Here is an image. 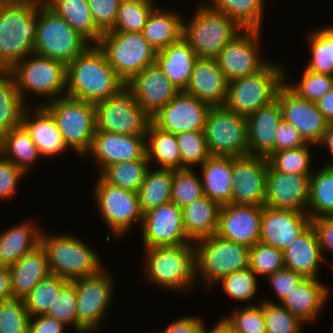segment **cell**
<instances>
[{
    "instance_id": "1",
    "label": "cell",
    "mask_w": 333,
    "mask_h": 333,
    "mask_svg": "<svg viewBox=\"0 0 333 333\" xmlns=\"http://www.w3.org/2000/svg\"><path fill=\"white\" fill-rule=\"evenodd\" d=\"M125 84L96 44L67 65L66 96L74 99L95 104L117 94Z\"/></svg>"
},
{
    "instance_id": "2",
    "label": "cell",
    "mask_w": 333,
    "mask_h": 333,
    "mask_svg": "<svg viewBox=\"0 0 333 333\" xmlns=\"http://www.w3.org/2000/svg\"><path fill=\"white\" fill-rule=\"evenodd\" d=\"M142 276L147 283L168 291L187 293L196 284L195 246L193 243L179 246L145 248ZM186 290V291H185Z\"/></svg>"
},
{
    "instance_id": "3",
    "label": "cell",
    "mask_w": 333,
    "mask_h": 333,
    "mask_svg": "<svg viewBox=\"0 0 333 333\" xmlns=\"http://www.w3.org/2000/svg\"><path fill=\"white\" fill-rule=\"evenodd\" d=\"M40 244L46 251L50 273L67 281L96 275L105 268L97 251L71 233L52 235L43 229Z\"/></svg>"
},
{
    "instance_id": "4",
    "label": "cell",
    "mask_w": 333,
    "mask_h": 333,
    "mask_svg": "<svg viewBox=\"0 0 333 333\" xmlns=\"http://www.w3.org/2000/svg\"><path fill=\"white\" fill-rule=\"evenodd\" d=\"M40 5H0V70H10L34 53Z\"/></svg>"
},
{
    "instance_id": "5",
    "label": "cell",
    "mask_w": 333,
    "mask_h": 333,
    "mask_svg": "<svg viewBox=\"0 0 333 333\" xmlns=\"http://www.w3.org/2000/svg\"><path fill=\"white\" fill-rule=\"evenodd\" d=\"M193 12L190 20L183 19L182 38L198 58L216 59L221 49L244 30L232 18L205 4V0L197 2Z\"/></svg>"
},
{
    "instance_id": "6",
    "label": "cell",
    "mask_w": 333,
    "mask_h": 333,
    "mask_svg": "<svg viewBox=\"0 0 333 333\" xmlns=\"http://www.w3.org/2000/svg\"><path fill=\"white\" fill-rule=\"evenodd\" d=\"M9 71L15 81L16 89L27 103L29 99L26 96L30 93L34 97H39V100L42 99V103L40 101L36 104L42 106L66 96L67 65L61 61L33 53L19 61Z\"/></svg>"
},
{
    "instance_id": "7",
    "label": "cell",
    "mask_w": 333,
    "mask_h": 333,
    "mask_svg": "<svg viewBox=\"0 0 333 333\" xmlns=\"http://www.w3.org/2000/svg\"><path fill=\"white\" fill-rule=\"evenodd\" d=\"M194 246L197 286L203 282L207 291L229 273L249 267L250 248L217 234L195 241Z\"/></svg>"
},
{
    "instance_id": "8",
    "label": "cell",
    "mask_w": 333,
    "mask_h": 333,
    "mask_svg": "<svg viewBox=\"0 0 333 333\" xmlns=\"http://www.w3.org/2000/svg\"><path fill=\"white\" fill-rule=\"evenodd\" d=\"M284 63L270 61L259 72L228 82L225 106L244 117L276 99L284 83Z\"/></svg>"
},
{
    "instance_id": "9",
    "label": "cell",
    "mask_w": 333,
    "mask_h": 333,
    "mask_svg": "<svg viewBox=\"0 0 333 333\" xmlns=\"http://www.w3.org/2000/svg\"><path fill=\"white\" fill-rule=\"evenodd\" d=\"M43 106L53 116L67 147L84 158L96 132L95 104L63 96Z\"/></svg>"
},
{
    "instance_id": "10",
    "label": "cell",
    "mask_w": 333,
    "mask_h": 333,
    "mask_svg": "<svg viewBox=\"0 0 333 333\" xmlns=\"http://www.w3.org/2000/svg\"><path fill=\"white\" fill-rule=\"evenodd\" d=\"M91 43L44 3L38 7V31L34 53L68 65Z\"/></svg>"
},
{
    "instance_id": "11",
    "label": "cell",
    "mask_w": 333,
    "mask_h": 333,
    "mask_svg": "<svg viewBox=\"0 0 333 333\" xmlns=\"http://www.w3.org/2000/svg\"><path fill=\"white\" fill-rule=\"evenodd\" d=\"M114 278V275L104 268L96 275L73 281L76 285L77 333H94L103 327L102 322L108 316L115 299Z\"/></svg>"
},
{
    "instance_id": "12",
    "label": "cell",
    "mask_w": 333,
    "mask_h": 333,
    "mask_svg": "<svg viewBox=\"0 0 333 333\" xmlns=\"http://www.w3.org/2000/svg\"><path fill=\"white\" fill-rule=\"evenodd\" d=\"M96 45L125 83L145 67L155 63L156 51L142 32L106 31Z\"/></svg>"
},
{
    "instance_id": "13",
    "label": "cell",
    "mask_w": 333,
    "mask_h": 333,
    "mask_svg": "<svg viewBox=\"0 0 333 333\" xmlns=\"http://www.w3.org/2000/svg\"><path fill=\"white\" fill-rule=\"evenodd\" d=\"M98 178V179H97ZM94 184L93 201L101 220L117 239L123 237L135 226L142 224L143 213L137 192L110 185L99 175Z\"/></svg>"
},
{
    "instance_id": "14",
    "label": "cell",
    "mask_w": 333,
    "mask_h": 333,
    "mask_svg": "<svg viewBox=\"0 0 333 333\" xmlns=\"http://www.w3.org/2000/svg\"><path fill=\"white\" fill-rule=\"evenodd\" d=\"M203 132L211 156L248 155L246 117L225 105L210 106Z\"/></svg>"
},
{
    "instance_id": "15",
    "label": "cell",
    "mask_w": 333,
    "mask_h": 333,
    "mask_svg": "<svg viewBox=\"0 0 333 333\" xmlns=\"http://www.w3.org/2000/svg\"><path fill=\"white\" fill-rule=\"evenodd\" d=\"M96 131L146 136L151 117L125 86L117 94L95 103Z\"/></svg>"
},
{
    "instance_id": "16",
    "label": "cell",
    "mask_w": 333,
    "mask_h": 333,
    "mask_svg": "<svg viewBox=\"0 0 333 333\" xmlns=\"http://www.w3.org/2000/svg\"><path fill=\"white\" fill-rule=\"evenodd\" d=\"M261 33L259 29H244L221 49L216 60L228 82L253 75L270 62L261 52Z\"/></svg>"
},
{
    "instance_id": "17",
    "label": "cell",
    "mask_w": 333,
    "mask_h": 333,
    "mask_svg": "<svg viewBox=\"0 0 333 333\" xmlns=\"http://www.w3.org/2000/svg\"><path fill=\"white\" fill-rule=\"evenodd\" d=\"M140 226L143 249L193 243L185 232L182 209L171 201L144 213Z\"/></svg>"
},
{
    "instance_id": "18",
    "label": "cell",
    "mask_w": 333,
    "mask_h": 333,
    "mask_svg": "<svg viewBox=\"0 0 333 333\" xmlns=\"http://www.w3.org/2000/svg\"><path fill=\"white\" fill-rule=\"evenodd\" d=\"M209 108L208 103L180 91L151 116V123L175 135L185 131H203Z\"/></svg>"
},
{
    "instance_id": "19",
    "label": "cell",
    "mask_w": 333,
    "mask_h": 333,
    "mask_svg": "<svg viewBox=\"0 0 333 333\" xmlns=\"http://www.w3.org/2000/svg\"><path fill=\"white\" fill-rule=\"evenodd\" d=\"M268 164L265 157H232L231 204L264 206Z\"/></svg>"
},
{
    "instance_id": "20",
    "label": "cell",
    "mask_w": 333,
    "mask_h": 333,
    "mask_svg": "<svg viewBox=\"0 0 333 333\" xmlns=\"http://www.w3.org/2000/svg\"><path fill=\"white\" fill-rule=\"evenodd\" d=\"M276 98L282 119L294 126L307 143L316 147L328 123L316 103L299 97L285 83L279 87Z\"/></svg>"
},
{
    "instance_id": "21",
    "label": "cell",
    "mask_w": 333,
    "mask_h": 333,
    "mask_svg": "<svg viewBox=\"0 0 333 333\" xmlns=\"http://www.w3.org/2000/svg\"><path fill=\"white\" fill-rule=\"evenodd\" d=\"M310 176L278 172L268 164L264 206L307 212Z\"/></svg>"
},
{
    "instance_id": "22",
    "label": "cell",
    "mask_w": 333,
    "mask_h": 333,
    "mask_svg": "<svg viewBox=\"0 0 333 333\" xmlns=\"http://www.w3.org/2000/svg\"><path fill=\"white\" fill-rule=\"evenodd\" d=\"M146 155V136L115 134L96 131L89 151L99 173L108 165L132 161Z\"/></svg>"
},
{
    "instance_id": "23",
    "label": "cell",
    "mask_w": 333,
    "mask_h": 333,
    "mask_svg": "<svg viewBox=\"0 0 333 333\" xmlns=\"http://www.w3.org/2000/svg\"><path fill=\"white\" fill-rule=\"evenodd\" d=\"M264 206L222 205L219 210L217 235L249 248L260 240L261 215Z\"/></svg>"
},
{
    "instance_id": "24",
    "label": "cell",
    "mask_w": 333,
    "mask_h": 333,
    "mask_svg": "<svg viewBox=\"0 0 333 333\" xmlns=\"http://www.w3.org/2000/svg\"><path fill=\"white\" fill-rule=\"evenodd\" d=\"M311 220L307 212L264 206L259 242L283 251L311 225Z\"/></svg>"
},
{
    "instance_id": "25",
    "label": "cell",
    "mask_w": 333,
    "mask_h": 333,
    "mask_svg": "<svg viewBox=\"0 0 333 333\" xmlns=\"http://www.w3.org/2000/svg\"><path fill=\"white\" fill-rule=\"evenodd\" d=\"M125 86L150 117L180 92L156 63L134 75Z\"/></svg>"
},
{
    "instance_id": "26",
    "label": "cell",
    "mask_w": 333,
    "mask_h": 333,
    "mask_svg": "<svg viewBox=\"0 0 333 333\" xmlns=\"http://www.w3.org/2000/svg\"><path fill=\"white\" fill-rule=\"evenodd\" d=\"M281 120L277 98L246 117L248 155L268 158L274 153L276 130Z\"/></svg>"
},
{
    "instance_id": "27",
    "label": "cell",
    "mask_w": 333,
    "mask_h": 333,
    "mask_svg": "<svg viewBox=\"0 0 333 333\" xmlns=\"http://www.w3.org/2000/svg\"><path fill=\"white\" fill-rule=\"evenodd\" d=\"M22 125L37 146L42 159L62 155L61 153L68 151L69 148L60 134L53 116L44 106H31L30 104L25 111Z\"/></svg>"
},
{
    "instance_id": "28",
    "label": "cell",
    "mask_w": 333,
    "mask_h": 333,
    "mask_svg": "<svg viewBox=\"0 0 333 333\" xmlns=\"http://www.w3.org/2000/svg\"><path fill=\"white\" fill-rule=\"evenodd\" d=\"M228 81L219 69L216 59L198 58L185 91L210 106L224 105Z\"/></svg>"
},
{
    "instance_id": "29",
    "label": "cell",
    "mask_w": 333,
    "mask_h": 333,
    "mask_svg": "<svg viewBox=\"0 0 333 333\" xmlns=\"http://www.w3.org/2000/svg\"><path fill=\"white\" fill-rule=\"evenodd\" d=\"M326 285L320 279L306 278L280 304L304 324L310 325V322L318 321L330 298L331 291Z\"/></svg>"
},
{
    "instance_id": "30",
    "label": "cell",
    "mask_w": 333,
    "mask_h": 333,
    "mask_svg": "<svg viewBox=\"0 0 333 333\" xmlns=\"http://www.w3.org/2000/svg\"><path fill=\"white\" fill-rule=\"evenodd\" d=\"M283 257L285 268L300 273L306 278H320L319 268L325 260L312 225L283 250Z\"/></svg>"
},
{
    "instance_id": "31",
    "label": "cell",
    "mask_w": 333,
    "mask_h": 333,
    "mask_svg": "<svg viewBox=\"0 0 333 333\" xmlns=\"http://www.w3.org/2000/svg\"><path fill=\"white\" fill-rule=\"evenodd\" d=\"M29 220L0 232V266L14 265L26 253L40 245L42 225L38 221Z\"/></svg>"
},
{
    "instance_id": "32",
    "label": "cell",
    "mask_w": 333,
    "mask_h": 333,
    "mask_svg": "<svg viewBox=\"0 0 333 333\" xmlns=\"http://www.w3.org/2000/svg\"><path fill=\"white\" fill-rule=\"evenodd\" d=\"M9 268L12 298L16 299H23L50 274L47 254L41 244Z\"/></svg>"
},
{
    "instance_id": "33",
    "label": "cell",
    "mask_w": 333,
    "mask_h": 333,
    "mask_svg": "<svg viewBox=\"0 0 333 333\" xmlns=\"http://www.w3.org/2000/svg\"><path fill=\"white\" fill-rule=\"evenodd\" d=\"M197 59L196 53L183 38L155 55L157 66L180 91H185L188 86Z\"/></svg>"
},
{
    "instance_id": "34",
    "label": "cell",
    "mask_w": 333,
    "mask_h": 333,
    "mask_svg": "<svg viewBox=\"0 0 333 333\" xmlns=\"http://www.w3.org/2000/svg\"><path fill=\"white\" fill-rule=\"evenodd\" d=\"M199 167L204 195L220 206L231 204L232 156H210Z\"/></svg>"
},
{
    "instance_id": "35",
    "label": "cell",
    "mask_w": 333,
    "mask_h": 333,
    "mask_svg": "<svg viewBox=\"0 0 333 333\" xmlns=\"http://www.w3.org/2000/svg\"><path fill=\"white\" fill-rule=\"evenodd\" d=\"M176 12L156 6L150 13L142 34L156 52L182 38L184 17Z\"/></svg>"
},
{
    "instance_id": "36",
    "label": "cell",
    "mask_w": 333,
    "mask_h": 333,
    "mask_svg": "<svg viewBox=\"0 0 333 333\" xmlns=\"http://www.w3.org/2000/svg\"><path fill=\"white\" fill-rule=\"evenodd\" d=\"M220 207L204 195L182 208L185 232L192 242L217 233Z\"/></svg>"
},
{
    "instance_id": "37",
    "label": "cell",
    "mask_w": 333,
    "mask_h": 333,
    "mask_svg": "<svg viewBox=\"0 0 333 333\" xmlns=\"http://www.w3.org/2000/svg\"><path fill=\"white\" fill-rule=\"evenodd\" d=\"M44 4L91 44H96L103 35L93 21L87 0H44Z\"/></svg>"
},
{
    "instance_id": "38",
    "label": "cell",
    "mask_w": 333,
    "mask_h": 333,
    "mask_svg": "<svg viewBox=\"0 0 333 333\" xmlns=\"http://www.w3.org/2000/svg\"><path fill=\"white\" fill-rule=\"evenodd\" d=\"M146 155L152 167L156 165L163 169H182L176 135L163 131L152 123L146 132Z\"/></svg>"
},
{
    "instance_id": "39",
    "label": "cell",
    "mask_w": 333,
    "mask_h": 333,
    "mask_svg": "<svg viewBox=\"0 0 333 333\" xmlns=\"http://www.w3.org/2000/svg\"><path fill=\"white\" fill-rule=\"evenodd\" d=\"M0 154L26 175L41 159L37 146L23 125L14 127L0 137Z\"/></svg>"
},
{
    "instance_id": "40",
    "label": "cell",
    "mask_w": 333,
    "mask_h": 333,
    "mask_svg": "<svg viewBox=\"0 0 333 333\" xmlns=\"http://www.w3.org/2000/svg\"><path fill=\"white\" fill-rule=\"evenodd\" d=\"M19 94L9 70H0V137L21 126L30 106Z\"/></svg>"
},
{
    "instance_id": "41",
    "label": "cell",
    "mask_w": 333,
    "mask_h": 333,
    "mask_svg": "<svg viewBox=\"0 0 333 333\" xmlns=\"http://www.w3.org/2000/svg\"><path fill=\"white\" fill-rule=\"evenodd\" d=\"M154 168V169H153ZM173 169L150 167L137 191L142 213L170 202Z\"/></svg>"
},
{
    "instance_id": "42",
    "label": "cell",
    "mask_w": 333,
    "mask_h": 333,
    "mask_svg": "<svg viewBox=\"0 0 333 333\" xmlns=\"http://www.w3.org/2000/svg\"><path fill=\"white\" fill-rule=\"evenodd\" d=\"M316 169L310 176L307 213L311 219L333 216V166Z\"/></svg>"
},
{
    "instance_id": "43",
    "label": "cell",
    "mask_w": 333,
    "mask_h": 333,
    "mask_svg": "<svg viewBox=\"0 0 333 333\" xmlns=\"http://www.w3.org/2000/svg\"><path fill=\"white\" fill-rule=\"evenodd\" d=\"M207 5L236 21L243 29L263 28L265 0H206ZM210 1V2H209Z\"/></svg>"
},
{
    "instance_id": "44",
    "label": "cell",
    "mask_w": 333,
    "mask_h": 333,
    "mask_svg": "<svg viewBox=\"0 0 333 333\" xmlns=\"http://www.w3.org/2000/svg\"><path fill=\"white\" fill-rule=\"evenodd\" d=\"M307 33L309 48L307 70L333 76V25L321 26Z\"/></svg>"
},
{
    "instance_id": "45",
    "label": "cell",
    "mask_w": 333,
    "mask_h": 333,
    "mask_svg": "<svg viewBox=\"0 0 333 333\" xmlns=\"http://www.w3.org/2000/svg\"><path fill=\"white\" fill-rule=\"evenodd\" d=\"M150 167L145 155L140 159L108 165L98 174L110 185L137 192Z\"/></svg>"
},
{
    "instance_id": "46",
    "label": "cell",
    "mask_w": 333,
    "mask_h": 333,
    "mask_svg": "<svg viewBox=\"0 0 333 333\" xmlns=\"http://www.w3.org/2000/svg\"><path fill=\"white\" fill-rule=\"evenodd\" d=\"M156 0H121L113 32H142Z\"/></svg>"
},
{
    "instance_id": "47",
    "label": "cell",
    "mask_w": 333,
    "mask_h": 333,
    "mask_svg": "<svg viewBox=\"0 0 333 333\" xmlns=\"http://www.w3.org/2000/svg\"><path fill=\"white\" fill-rule=\"evenodd\" d=\"M68 281L54 274L41 280L24 298L29 316L45 315L51 303L56 299L60 289Z\"/></svg>"
},
{
    "instance_id": "48",
    "label": "cell",
    "mask_w": 333,
    "mask_h": 333,
    "mask_svg": "<svg viewBox=\"0 0 333 333\" xmlns=\"http://www.w3.org/2000/svg\"><path fill=\"white\" fill-rule=\"evenodd\" d=\"M257 275L248 267L244 270L229 273L223 277L215 286L221 285L224 293L236 302L254 305L253 299L256 298L257 288L259 287ZM248 302V303H247ZM252 302V303H251Z\"/></svg>"
},
{
    "instance_id": "49",
    "label": "cell",
    "mask_w": 333,
    "mask_h": 333,
    "mask_svg": "<svg viewBox=\"0 0 333 333\" xmlns=\"http://www.w3.org/2000/svg\"><path fill=\"white\" fill-rule=\"evenodd\" d=\"M311 146L308 143L306 146L276 151L267 158L268 163L278 172L311 175L314 170L311 166Z\"/></svg>"
},
{
    "instance_id": "50",
    "label": "cell",
    "mask_w": 333,
    "mask_h": 333,
    "mask_svg": "<svg viewBox=\"0 0 333 333\" xmlns=\"http://www.w3.org/2000/svg\"><path fill=\"white\" fill-rule=\"evenodd\" d=\"M204 196L200 174L194 169H178L173 171L171 202L184 208Z\"/></svg>"
},
{
    "instance_id": "51",
    "label": "cell",
    "mask_w": 333,
    "mask_h": 333,
    "mask_svg": "<svg viewBox=\"0 0 333 333\" xmlns=\"http://www.w3.org/2000/svg\"><path fill=\"white\" fill-rule=\"evenodd\" d=\"M262 310L266 333H303L306 324L277 301L262 298Z\"/></svg>"
},
{
    "instance_id": "52",
    "label": "cell",
    "mask_w": 333,
    "mask_h": 333,
    "mask_svg": "<svg viewBox=\"0 0 333 333\" xmlns=\"http://www.w3.org/2000/svg\"><path fill=\"white\" fill-rule=\"evenodd\" d=\"M286 71L284 68V83L299 97L310 102L318 101L333 88V76L317 74L305 68L299 81L289 82V72Z\"/></svg>"
},
{
    "instance_id": "53",
    "label": "cell",
    "mask_w": 333,
    "mask_h": 333,
    "mask_svg": "<svg viewBox=\"0 0 333 333\" xmlns=\"http://www.w3.org/2000/svg\"><path fill=\"white\" fill-rule=\"evenodd\" d=\"M182 169L201 166L211 155L203 131H185L176 135Z\"/></svg>"
},
{
    "instance_id": "54",
    "label": "cell",
    "mask_w": 333,
    "mask_h": 333,
    "mask_svg": "<svg viewBox=\"0 0 333 333\" xmlns=\"http://www.w3.org/2000/svg\"><path fill=\"white\" fill-rule=\"evenodd\" d=\"M249 268L258 276L267 277L285 268L283 251L257 242L249 249Z\"/></svg>"
},
{
    "instance_id": "55",
    "label": "cell",
    "mask_w": 333,
    "mask_h": 333,
    "mask_svg": "<svg viewBox=\"0 0 333 333\" xmlns=\"http://www.w3.org/2000/svg\"><path fill=\"white\" fill-rule=\"evenodd\" d=\"M240 308V309H239ZM235 307L232 314L224 316L235 333H266L262 299L254 305Z\"/></svg>"
},
{
    "instance_id": "56",
    "label": "cell",
    "mask_w": 333,
    "mask_h": 333,
    "mask_svg": "<svg viewBox=\"0 0 333 333\" xmlns=\"http://www.w3.org/2000/svg\"><path fill=\"white\" fill-rule=\"evenodd\" d=\"M30 318L23 299L0 302V333H29Z\"/></svg>"
},
{
    "instance_id": "57",
    "label": "cell",
    "mask_w": 333,
    "mask_h": 333,
    "mask_svg": "<svg viewBox=\"0 0 333 333\" xmlns=\"http://www.w3.org/2000/svg\"><path fill=\"white\" fill-rule=\"evenodd\" d=\"M45 315L63 322L68 327L72 326L76 331V285L73 281H68L60 289Z\"/></svg>"
},
{
    "instance_id": "58",
    "label": "cell",
    "mask_w": 333,
    "mask_h": 333,
    "mask_svg": "<svg viewBox=\"0 0 333 333\" xmlns=\"http://www.w3.org/2000/svg\"><path fill=\"white\" fill-rule=\"evenodd\" d=\"M96 26L106 32L113 28L121 0H87Z\"/></svg>"
},
{
    "instance_id": "59",
    "label": "cell",
    "mask_w": 333,
    "mask_h": 333,
    "mask_svg": "<svg viewBox=\"0 0 333 333\" xmlns=\"http://www.w3.org/2000/svg\"><path fill=\"white\" fill-rule=\"evenodd\" d=\"M266 279L269 281V285L272 286V294L277 297V301L280 303L283 298L296 289L306 277L290 269L283 268L267 276Z\"/></svg>"
},
{
    "instance_id": "60",
    "label": "cell",
    "mask_w": 333,
    "mask_h": 333,
    "mask_svg": "<svg viewBox=\"0 0 333 333\" xmlns=\"http://www.w3.org/2000/svg\"><path fill=\"white\" fill-rule=\"evenodd\" d=\"M26 174L0 154V200H12Z\"/></svg>"
},
{
    "instance_id": "61",
    "label": "cell",
    "mask_w": 333,
    "mask_h": 333,
    "mask_svg": "<svg viewBox=\"0 0 333 333\" xmlns=\"http://www.w3.org/2000/svg\"><path fill=\"white\" fill-rule=\"evenodd\" d=\"M307 144L308 143L294 126L283 119L281 120L276 130L274 152L298 148L306 146Z\"/></svg>"
},
{
    "instance_id": "62",
    "label": "cell",
    "mask_w": 333,
    "mask_h": 333,
    "mask_svg": "<svg viewBox=\"0 0 333 333\" xmlns=\"http://www.w3.org/2000/svg\"><path fill=\"white\" fill-rule=\"evenodd\" d=\"M311 225L315 229L323 258L328 264L329 260L327 261L325 253H333V216L313 218Z\"/></svg>"
},
{
    "instance_id": "63",
    "label": "cell",
    "mask_w": 333,
    "mask_h": 333,
    "mask_svg": "<svg viewBox=\"0 0 333 333\" xmlns=\"http://www.w3.org/2000/svg\"><path fill=\"white\" fill-rule=\"evenodd\" d=\"M204 320L200 316H184L177 320H172L166 328L153 333H201Z\"/></svg>"
},
{
    "instance_id": "64",
    "label": "cell",
    "mask_w": 333,
    "mask_h": 333,
    "mask_svg": "<svg viewBox=\"0 0 333 333\" xmlns=\"http://www.w3.org/2000/svg\"><path fill=\"white\" fill-rule=\"evenodd\" d=\"M66 326L63 322L47 315L31 316L29 333H65Z\"/></svg>"
},
{
    "instance_id": "65",
    "label": "cell",
    "mask_w": 333,
    "mask_h": 333,
    "mask_svg": "<svg viewBox=\"0 0 333 333\" xmlns=\"http://www.w3.org/2000/svg\"><path fill=\"white\" fill-rule=\"evenodd\" d=\"M10 268L0 266V302L11 299Z\"/></svg>"
},
{
    "instance_id": "66",
    "label": "cell",
    "mask_w": 333,
    "mask_h": 333,
    "mask_svg": "<svg viewBox=\"0 0 333 333\" xmlns=\"http://www.w3.org/2000/svg\"><path fill=\"white\" fill-rule=\"evenodd\" d=\"M315 103L326 120L333 121V88Z\"/></svg>"
},
{
    "instance_id": "67",
    "label": "cell",
    "mask_w": 333,
    "mask_h": 333,
    "mask_svg": "<svg viewBox=\"0 0 333 333\" xmlns=\"http://www.w3.org/2000/svg\"><path fill=\"white\" fill-rule=\"evenodd\" d=\"M318 146H320L319 148H321L322 146L327 147L326 149H328L329 155L332 159L330 158V160H326L325 162L327 163L324 162V164L328 166H333V121L327 123L326 128L323 132L322 139L316 145V147Z\"/></svg>"
},
{
    "instance_id": "68",
    "label": "cell",
    "mask_w": 333,
    "mask_h": 333,
    "mask_svg": "<svg viewBox=\"0 0 333 333\" xmlns=\"http://www.w3.org/2000/svg\"><path fill=\"white\" fill-rule=\"evenodd\" d=\"M201 333H231V326L224 317H221L212 328L208 329L206 324H203Z\"/></svg>"
},
{
    "instance_id": "69",
    "label": "cell",
    "mask_w": 333,
    "mask_h": 333,
    "mask_svg": "<svg viewBox=\"0 0 333 333\" xmlns=\"http://www.w3.org/2000/svg\"><path fill=\"white\" fill-rule=\"evenodd\" d=\"M44 0H0V5L8 4H43Z\"/></svg>"
}]
</instances>
